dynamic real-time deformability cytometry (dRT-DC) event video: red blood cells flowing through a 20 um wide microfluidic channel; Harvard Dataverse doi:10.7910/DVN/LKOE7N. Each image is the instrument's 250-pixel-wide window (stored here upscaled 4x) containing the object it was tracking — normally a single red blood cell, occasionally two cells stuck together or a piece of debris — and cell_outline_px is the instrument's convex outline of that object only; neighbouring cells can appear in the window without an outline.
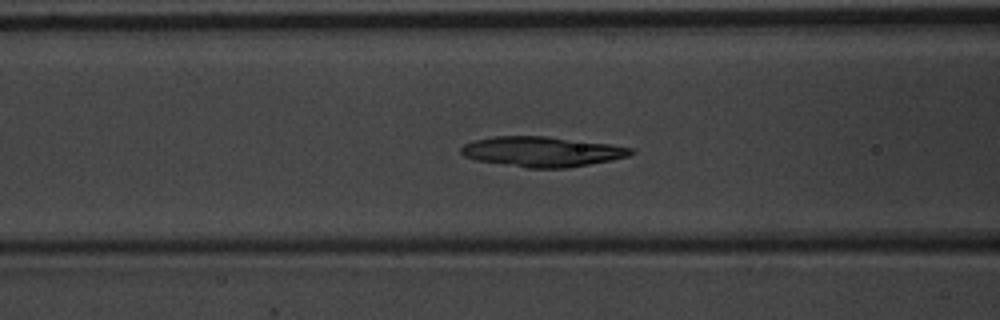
{"species": "common noctule bat (a hibernating species)", "species_latin": "Nyctalus noctula", "temperature_condition": "warm", "stored_images_in_passage": 46, "camera_frame_rate_fps": 3000, "um_per_image_px": 0.085, "animal": {"sex": "male", "body_mass_g": 20.1, "forearm_length_mm": 53.5}, "frame": {"image": 1, "passage_image": 13, "time_ms": 4.0, "image_size_px": [1000, 320], "cell_outline_px": [[636, 152], [628, 156], [612, 160], [568, 168], [528, 168], [476, 160], [464, 156], [460, 152], [460, 148], [464, 144], [472, 140], [496, 136], [548, 136], [608, 144], [632, 148]], "centroid_in_image_um": [46.06, 12.89], "position_along_channel_um": 120.5, "area_um2": 29.82}}
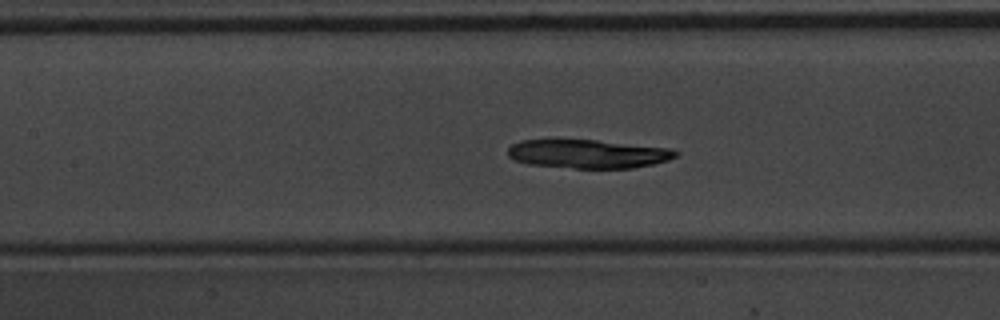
{"frame": {"image": 2, "passage_image": 16, "time_ms": 5.0, "image_size_px": [1000, 320], "cell_outline_px": [[680, 152], [676, 156], [668, 160], [652, 164], [632, 168], [572, 168], [528, 164], [516, 160], [508, 156], [508, 148], [512, 144], [520, 140], [548, 136], [556, 136], [596, 140], [672, 148]], "centroid_in_image_um": [49.88, 13.02], "position_along_channel_um": 157.5, "area_um2": 29.25}}
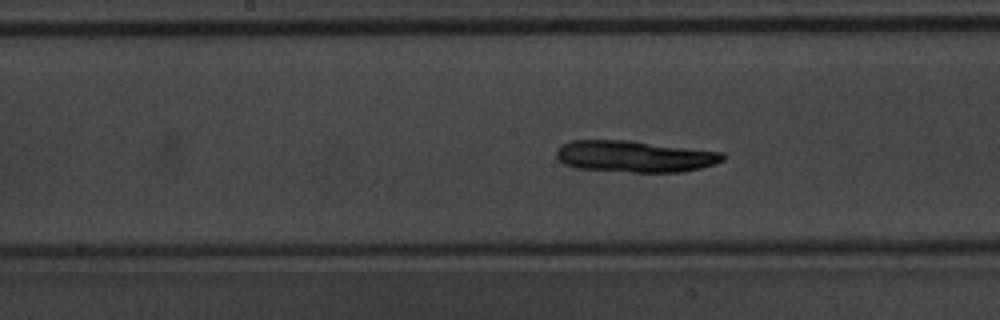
{"frame": {"image": 3, "passage_image": 19, "time_ms": 6.0, "image_size_px": [1000, 320], "cell_outline_px": [[724, 160], [700, 168], [684, 172], [632, 172], [576, 168], [564, 164], [556, 156], [556, 148], [560, 144], [572, 140], [628, 140], [724, 152]], "centroid_in_image_um": [53.92, 13.29], "position_along_channel_um": 194.3, "area_um2": 30.69}}